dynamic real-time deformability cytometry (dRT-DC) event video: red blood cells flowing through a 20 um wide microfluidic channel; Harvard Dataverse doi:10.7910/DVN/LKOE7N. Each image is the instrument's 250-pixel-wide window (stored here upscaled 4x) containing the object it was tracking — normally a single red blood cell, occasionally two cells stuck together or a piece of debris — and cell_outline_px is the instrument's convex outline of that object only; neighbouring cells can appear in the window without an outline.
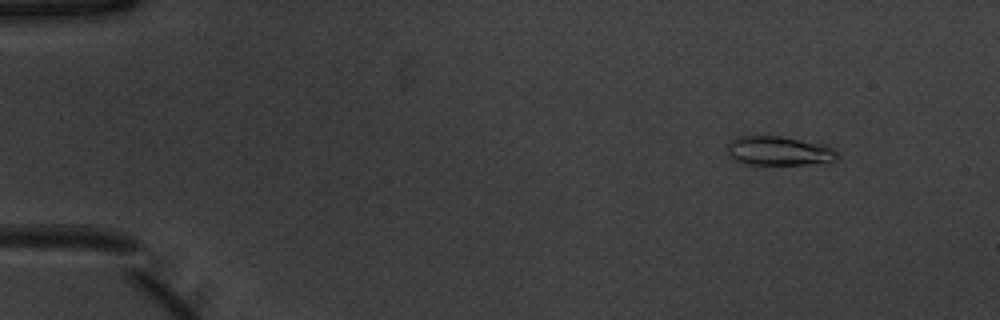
{"species": "common noctule bat (a hibernating species)", "species_latin": "Nyctalus noctula", "temperature_condition": "warm", "stored_images_in_passage": 51, "camera_frame_rate_fps": 3000, "um_per_image_px": 0.085, "animal": {"sex": "male", "body_mass_g": 20.1, "forearm_length_mm": 53.5}, "frame": {"image": 1, "passage_image": 5, "time_ms": 1.333, "image_size_px": [1000, 320], "cell_outline_px": [[840, 156], [836, 160], [808, 164], [740, 164], [732, 160], [728, 156], [728, 144], [736, 136], [780, 136], [820, 144], [832, 148]], "centroid_in_image_um": [66.13, 12.83], "position_along_channel_um": 18.9, "area_um2": 18.61}}
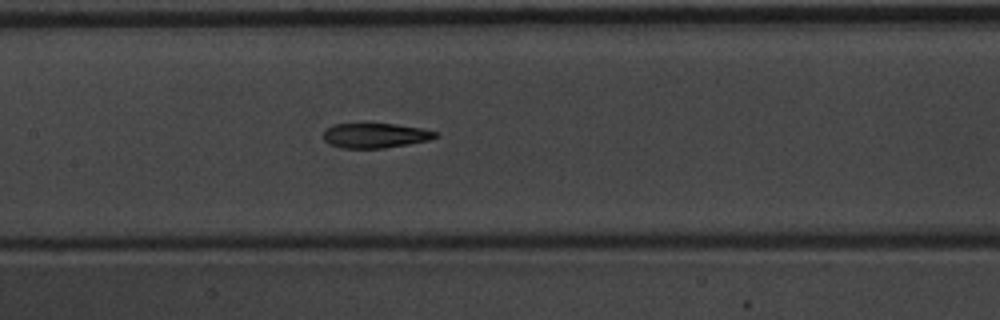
{"frame": {"image": 2, "passage_image": 25, "time_ms": 8.0, "image_size_px": [1000, 320], "cell_outline_px": [[440, 136], [428, 140], [408, 144], [384, 148], [340, 148], [328, 144], [324, 140], [324, 128], [332, 124], [364, 120], [396, 124], [424, 128], [440, 132]], "centroid_in_image_um": [31.86, 11.46], "position_along_channel_um": 175.5, "area_um2": 17.4}}
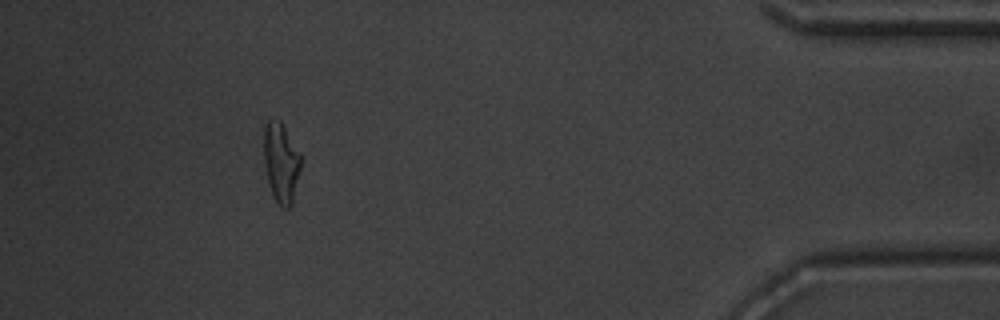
{"frame": {"image": 3, "passage_image": 47, "time_ms": 15.333, "image_size_px": [1000, 320], "cell_outline_px": [[300, 168], [292, 204], [288, 208], [280, 208], [272, 192], [268, 180], [264, 164], [264, 128], [268, 120], [280, 120], [300, 152]], "centroid_in_image_um": [23.89, 13.82], "position_along_channel_um": 411.3, "area_um2": 16.99}, "authors_computed_cell_mechanics": {"area_um2": 17.34, "velocity_mm_per_s": 3.9355, "shape_relaxation_time_tau1_ms": 4.4993, "shape_relaxation_time_tau2_ms": 1.9664, "deformation_change_tau1": 0.2017, "deformation_change_tau2": 0.1128}}